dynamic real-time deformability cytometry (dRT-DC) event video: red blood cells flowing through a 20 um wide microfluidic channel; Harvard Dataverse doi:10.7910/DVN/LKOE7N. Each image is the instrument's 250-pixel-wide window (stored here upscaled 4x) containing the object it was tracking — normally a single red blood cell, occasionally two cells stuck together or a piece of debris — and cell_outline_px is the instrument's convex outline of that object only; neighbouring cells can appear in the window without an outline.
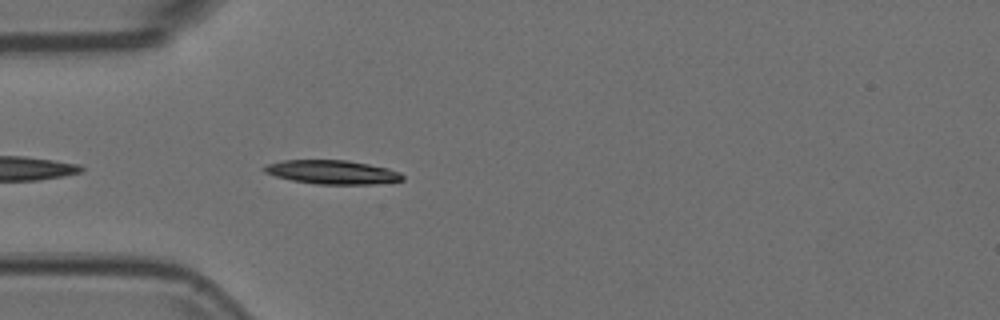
{"species": "Egyptian fruit bat (a non-hibernating species)", "species_latin": "Rousettus aegyptiacus", "temperature_condition": "room temperature", "stored_images_in_passage": 17, "camera_frame_rate_fps": 3000, "um_per_image_px": 0.085, "animal": {"sex": "female"}, "frame": {"image": 1, "passage_image": 3, "time_ms": 0.667, "image_size_px": [1000, 320], "cell_outline_px": [[404, 180], [376, 184], [316, 184], [292, 180], [276, 176], [264, 172], [260, 168], [264, 164], [284, 160], [348, 160], [388, 168], [400, 172], [404, 176]], "centroid_in_image_um": [28.22, 14.63], "position_along_channel_um": 56.8, "area_um2": 19.36}}
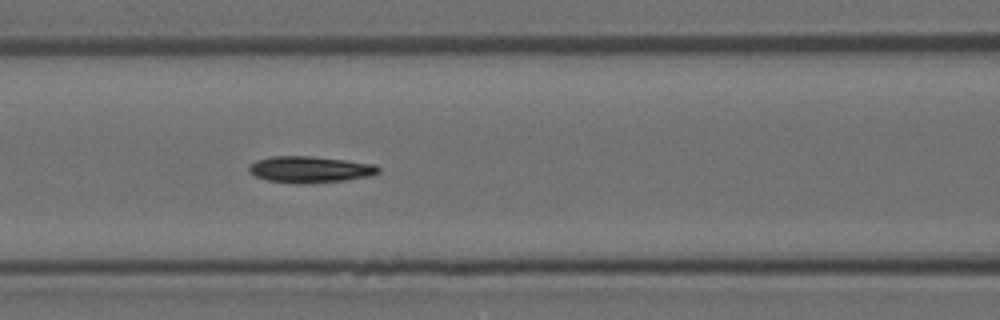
{"frame": {"image": 2, "passage_image": 10, "time_ms": 3.0, "image_size_px": [1000, 320], "cell_outline_px": [[380, 172], [372, 176], [344, 180], [308, 184], [300, 184], [268, 180], [256, 176], [248, 172], [248, 164], [256, 160], [272, 156], [312, 156], [376, 164], [380, 168]], "centroid_in_image_um": [26.35, 14.4], "position_along_channel_um": 140.3, "area_um2": 20.11}}
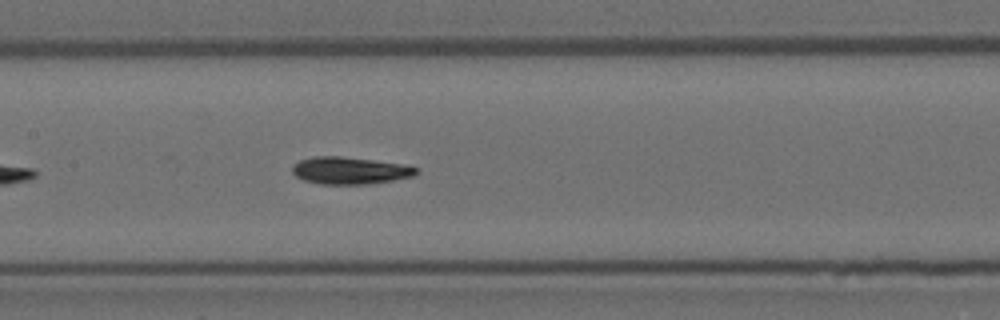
{"frame": {"image": 3, "passage_image": 13, "time_ms": 4.0, "image_size_px": [1000, 320], "cell_outline_px": [[420, 172], [416, 176], [368, 184], [320, 184], [304, 180], [296, 176], [292, 172], [292, 164], [300, 160], [312, 156], [340, 156], [408, 164], [420, 168]], "centroid_in_image_um": [29.8, 14.49], "position_along_channel_um": 177.6, "area_um2": 20.0}}